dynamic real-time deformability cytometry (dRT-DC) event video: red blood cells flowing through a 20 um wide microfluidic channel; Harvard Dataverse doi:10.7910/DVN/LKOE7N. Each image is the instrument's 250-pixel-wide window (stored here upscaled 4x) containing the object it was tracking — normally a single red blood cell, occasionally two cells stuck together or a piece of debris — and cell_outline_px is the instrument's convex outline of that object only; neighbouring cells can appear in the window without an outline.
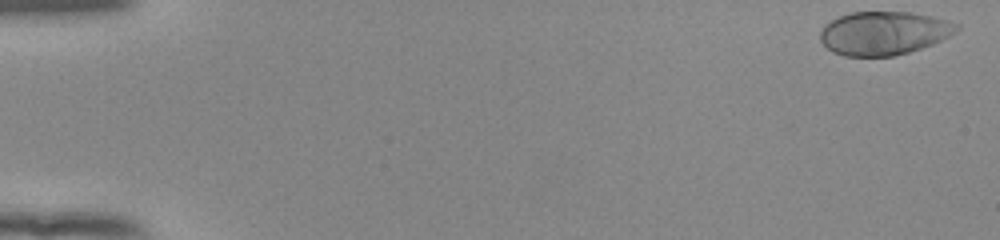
{"species": "human", "species_latin": "Homo sapiens", "temperature_condition": "room temperature", "stored_images_in_passage": 52, "camera_frame_rate_fps": 3000, "um_per_image_px": 0.085, "donor": {"sex": "female"}, "frame": {"image": 1, "passage_image": 1, "time_ms": 0.0, "image_size_px": [1000, 240], "cell_outline_px": [[960, 28], [948, 36], [932, 44], [908, 52], [892, 56], [844, 56], [832, 52], [820, 40], [820, 32], [824, 24], [840, 16], [852, 12], [912, 12], [932, 16], [960, 24]], "centroid_in_image_um": [75.11, 2.81], "position_along_channel_um": 9.9, "area_um2": 34.45}}
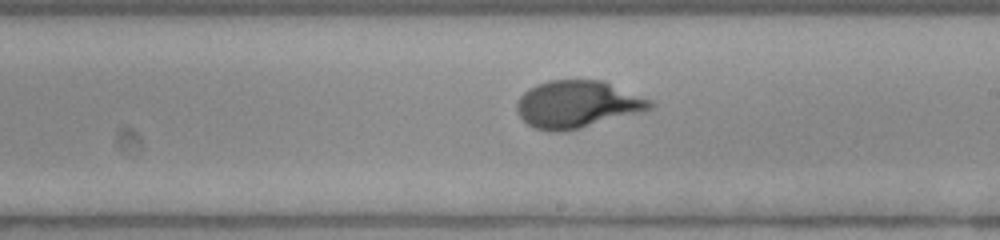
{"frame": {"image": 2, "passage_image": 31, "time_ms": 10.0, "image_size_px": [1000, 240], "cell_outline_px": [[656, 104], [652, 108], [644, 112], [564, 132], [548, 132], [532, 128], [516, 112], [516, 104], [520, 96], [528, 88], [536, 84], [548, 80], [604, 80], [652, 100]], "centroid_in_image_um": [49.08, 8.87], "position_along_channel_um": 239.9, "area_um2": 37.28}}
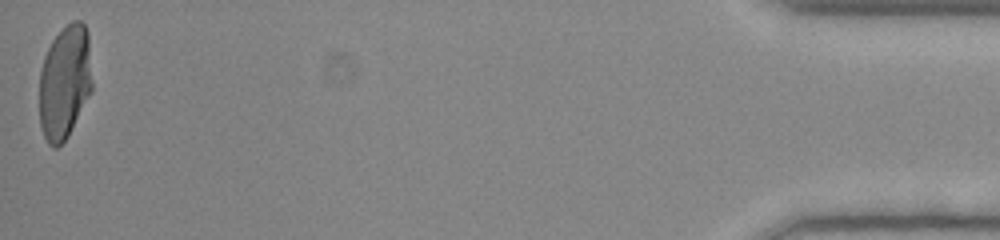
{"frame": {"image": 3, "passage_image": 52, "time_ms": 17.0, "image_size_px": [1000, 240], "cell_outline_px": [[92, 92], [68, 136], [56, 148], [52, 148], [48, 144], [44, 136], [40, 124], [40, 72], [44, 56], [52, 40], [72, 20], [80, 20], [84, 24], [88, 32], [92, 80]], "centroid_in_image_um": [5.52, 6.99], "position_along_channel_um": 429.7, "area_um2": 35.2}, "authors_computed_cell_mechanics": {"area_um2": 34.969, "velocity_mm_per_s": 3.9542, "shape_relaxation_time_tau1_ms": 3.6958, "shape_relaxation_time_tau2_ms": null, "deformation_change_tau1": 0.216, "deformation_change_tau2": null}}